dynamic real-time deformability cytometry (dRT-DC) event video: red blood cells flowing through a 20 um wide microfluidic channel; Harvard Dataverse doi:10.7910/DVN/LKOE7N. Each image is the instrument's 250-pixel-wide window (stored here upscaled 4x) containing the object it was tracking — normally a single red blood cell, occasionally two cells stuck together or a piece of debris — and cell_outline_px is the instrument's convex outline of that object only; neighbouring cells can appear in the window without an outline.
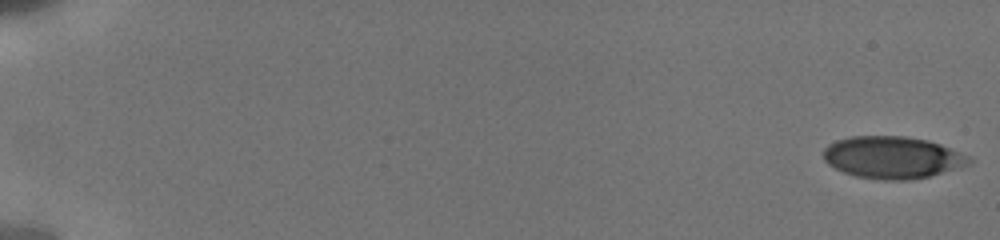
{"species": "human", "species_latin": "Homo sapiens", "temperature_condition": "cold", "stored_images_in_passage": 51, "camera_frame_rate_fps": 3000, "um_per_image_px": 0.085, "donor": {"sex": "male"}, "frame": {"image": 1, "passage_image": 1, "time_ms": 0.0, "image_size_px": [1000, 240], "cell_outline_px": [[972, 160], [968, 164], [928, 176], [908, 180], [884, 180], [856, 176], [844, 172], [828, 164], [824, 160], [824, 148], [828, 144], [836, 140], [852, 136], [904, 136], [928, 140], [940, 144], [968, 156]], "centroid_in_image_um": [75.81, 13.37], "position_along_channel_um": 9.2, "area_um2": 35.32}}
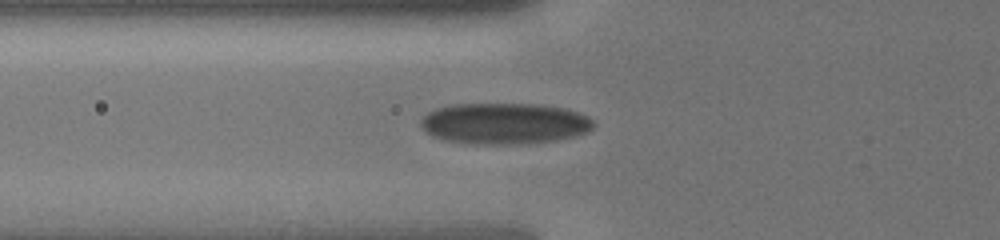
{"frame": {"image": 2, "passage_image": 43, "time_ms": 7.0, "image_size_px": [1000, 240], "cell_outline_px": [[596, 124], [588, 132], [576, 136], [556, 140], [500, 144], [472, 144], [444, 140], [432, 136], [420, 128], [420, 120], [428, 112], [436, 108], [456, 104], [540, 104], [564, 108], [588, 116]], "centroid_in_image_um": [42.85, 10.49], "position_along_channel_um": 82.9, "area_um2": 41.44}}
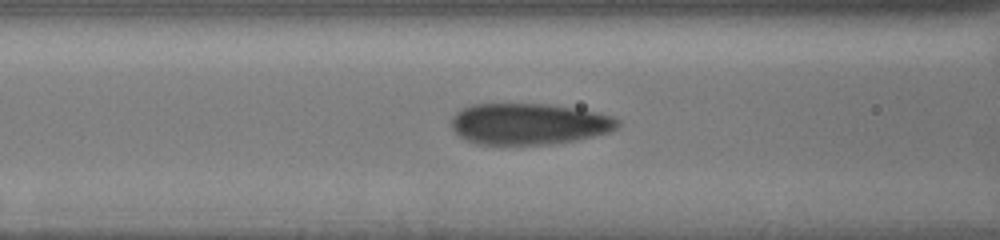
{"frame": {"image": 3, "passage_image": 49, "time_ms": 8.0, "image_size_px": [1000, 240], "cell_outline_px": [[620, 124], [612, 132], [576, 140], [552, 144], [476, 144], [464, 140], [452, 132], [452, 116], [460, 108], [472, 104], [548, 104], [580, 108], [612, 116], [620, 120]], "centroid_in_image_um": [44.95, 10.53], "position_along_channel_um": 121.7, "area_um2": 40.58}}